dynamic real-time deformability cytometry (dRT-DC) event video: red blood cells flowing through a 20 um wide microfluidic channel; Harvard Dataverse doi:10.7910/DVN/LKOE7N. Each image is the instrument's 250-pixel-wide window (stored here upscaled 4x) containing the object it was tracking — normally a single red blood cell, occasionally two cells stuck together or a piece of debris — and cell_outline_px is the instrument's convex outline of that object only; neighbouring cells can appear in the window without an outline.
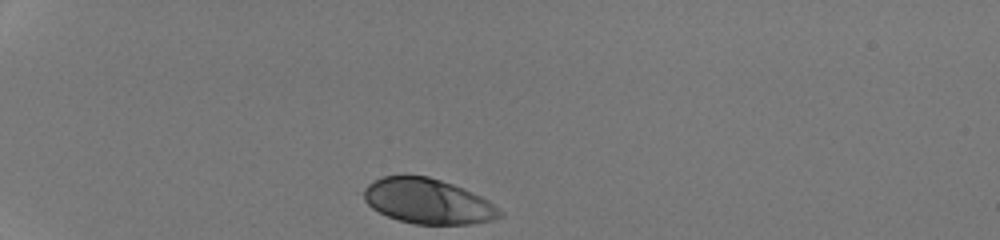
{"species": "human", "species_latin": "Homo sapiens", "temperature_condition": "room temperature", "stored_images_in_passage": 31, "camera_frame_rate_fps": 3000, "um_per_image_px": 0.085, "donor": {"sex": "male"}, "frame": {"image": 1, "passage_image": 1, "time_ms": 0.0, "image_size_px": [1000, 240], "cell_outline_px": [[504, 212], [500, 216], [492, 220], [468, 224], [416, 224], [400, 220], [388, 216], [372, 208], [364, 200], [364, 188], [368, 184], [384, 176], [428, 176], [452, 184], [472, 192], [488, 200], [500, 208]], "centroid_in_image_um": [36.39, 17.11], "position_along_channel_um": 48.6, "area_um2": 35.37}}
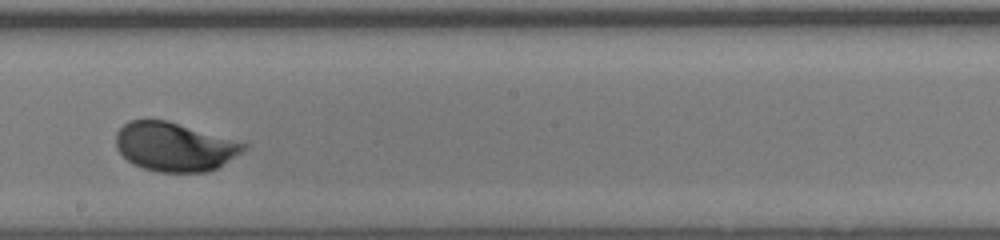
{"frame": {"image": 2, "passage_image": 18, "time_ms": 5.667, "image_size_px": [1000, 240], "cell_outline_px": [[248, 148], [216, 168], [208, 172], [156, 172], [144, 168], [128, 160], [116, 148], [116, 132], [128, 120], [168, 120], [248, 144]], "centroid_in_image_um": [14.83, 12.47], "position_along_channel_um": 233.4, "area_um2": 36.13}}
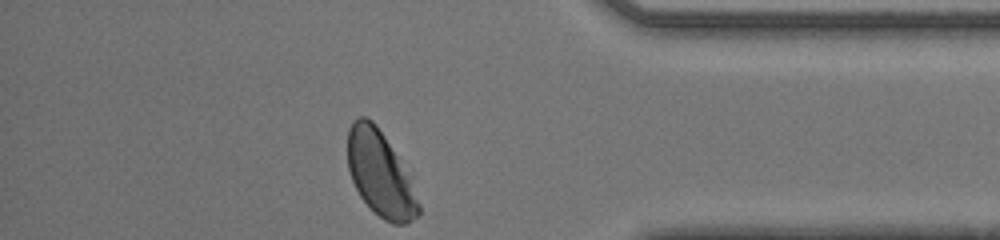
{"frame": {"image": 3, "passage_image": 31, "time_ms": 10.0, "image_size_px": [1000, 240], "cell_outline_px": [[420, 216], [404, 224], [392, 224], [384, 220], [360, 196], [352, 180], [348, 168], [348, 128], [360, 116], [364, 116], [372, 120], [376, 124], [384, 136], [408, 176], [420, 204]], "centroid_in_image_um": [32.31, 14.8], "position_along_channel_um": 402.9, "area_um2": 34.33}, "authors_computed_cell_mechanics": {"area_um2": 35.836, "velocity_mm_per_s": 4.2331, "shape_relaxation_time_tau1_ms": 1.9403, "shape_relaxation_time_tau2_ms": null, "deformation_change_tau1": 0.1391, "deformation_change_tau2": null}}